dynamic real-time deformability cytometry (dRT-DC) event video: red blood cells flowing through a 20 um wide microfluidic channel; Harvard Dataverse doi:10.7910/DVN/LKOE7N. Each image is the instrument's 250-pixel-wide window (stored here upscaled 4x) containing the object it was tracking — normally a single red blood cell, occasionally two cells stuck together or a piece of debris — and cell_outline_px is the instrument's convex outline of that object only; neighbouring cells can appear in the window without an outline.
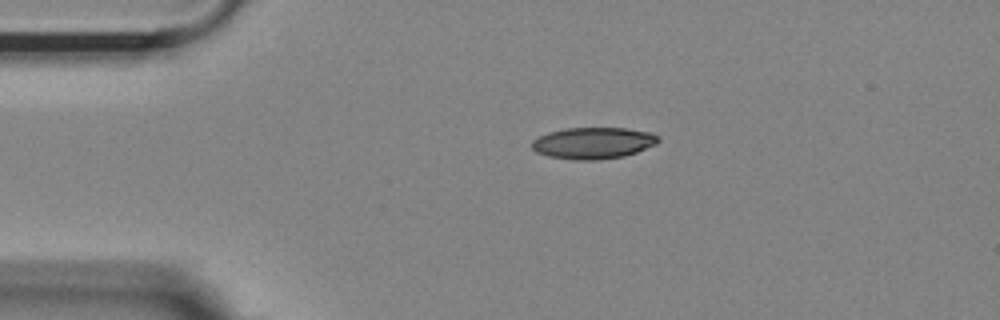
{"species": "Egyptian fruit bat (a non-hibernating species)", "species_latin": "Rousettus aegyptiacus", "temperature_condition": "room temperature", "stored_images_in_passage": 44, "camera_frame_rate_fps": 3000, "um_per_image_px": 0.085, "animal": {"sex": "female"}, "frame": {"image": 1, "passage_image": 1, "time_ms": 0.0, "image_size_px": [1000, 320], "cell_outline_px": [[660, 140], [656, 144], [636, 152], [624, 156], [600, 160], [576, 160], [548, 156], [536, 152], [532, 148], [532, 140], [548, 132], [564, 128], [624, 128], [652, 132], [660, 136]], "centroid_in_image_um": [50.44, 12.15], "position_along_channel_um": 34.6, "area_um2": 23.35}}
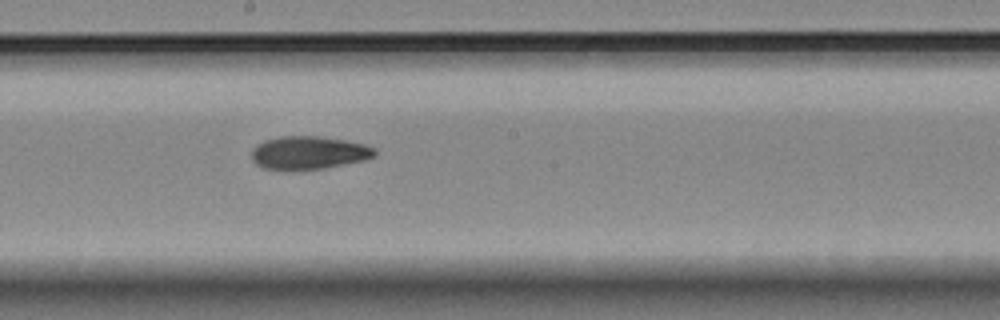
{"frame": {"image": 2, "passage_image": 19, "time_ms": 6.0, "image_size_px": [1000, 320], "cell_outline_px": [[376, 156], [368, 160], [324, 168], [264, 168], [256, 164], [252, 160], [252, 148], [256, 144], [264, 140], [280, 136], [320, 136], [344, 140], [364, 144], [376, 148]], "centroid_in_image_um": [26.28, 12.95], "position_along_channel_um": 221.9, "area_um2": 23.58}}
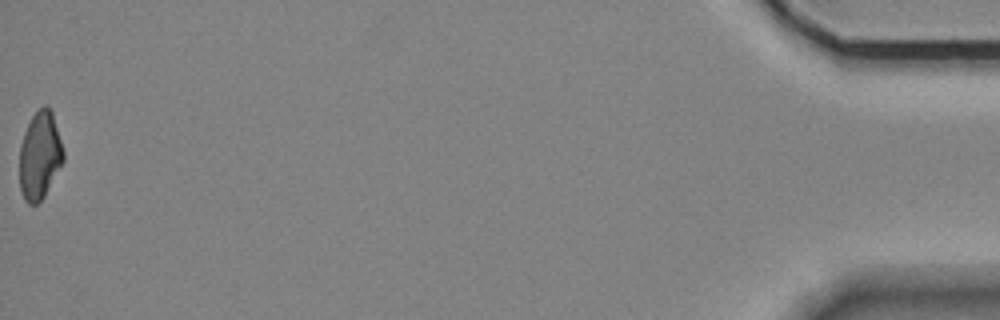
{"frame": {"image": 3, "passage_image": 44, "time_ms": 14.333, "image_size_px": [1000, 320], "cell_outline_px": [[64, 160], [44, 196], [36, 204], [28, 204], [24, 200], [20, 188], [20, 144], [24, 132], [32, 116], [44, 104], [48, 104], [52, 112], [64, 148]], "centroid_in_image_um": [3.39, 13.2], "position_along_channel_um": 431.8, "area_um2": 22.43}, "authors_computed_cell_mechanics": {"area_um2": 23.6691, "velocity_mm_per_s": 3.695, "shape_relaxation_time_tau1_ms": 7.7407, "shape_relaxation_time_tau2_ms": 3.131, "deformation_change_tau1": 0.1892, "deformation_change_tau2": 0.0893}}